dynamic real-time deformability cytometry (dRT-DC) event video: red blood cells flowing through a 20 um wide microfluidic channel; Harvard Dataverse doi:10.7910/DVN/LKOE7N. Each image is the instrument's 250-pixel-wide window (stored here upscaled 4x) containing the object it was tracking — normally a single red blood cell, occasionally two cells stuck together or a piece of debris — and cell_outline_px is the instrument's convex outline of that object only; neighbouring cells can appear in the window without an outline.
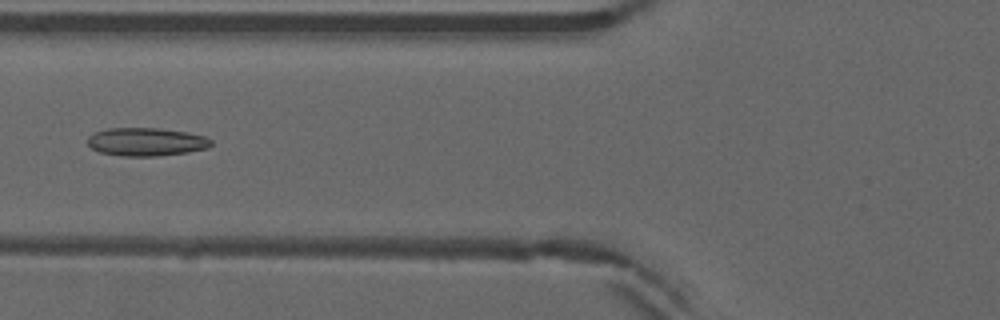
{"species": "common noctule bat (a hibernating species)", "species_latin": "Nyctalus noctula", "temperature_condition": "warm", "stored_images_in_passage": 42, "camera_frame_rate_fps": 3000, "um_per_image_px": 0.085, "animal": {"sex": "male", "forearm_length_mm": 52.5}, "frame": {"image": 1, "passage_image": 11, "time_ms": 3.333, "image_size_px": [1000, 320], "cell_outline_px": [[212, 144], [208, 148], [188, 152], [160, 156], [120, 156], [100, 152], [92, 148], [88, 144], [88, 136], [96, 132], [108, 128], [160, 128], [188, 132], [204, 136], [212, 140]], "centroid_in_image_um": [12.45, 12.06], "position_along_channel_um": 113.3, "area_um2": 20.4}}
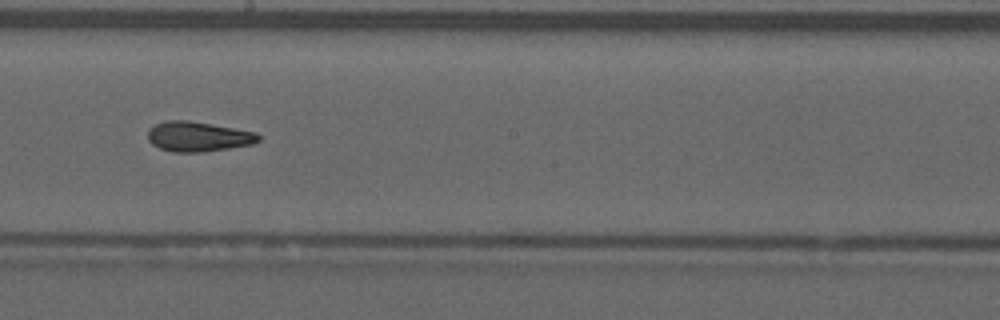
{"frame": {"image": 2, "passage_image": 20, "time_ms": 6.333, "image_size_px": [1000, 320], "cell_outline_px": [[260, 140], [252, 144], [228, 148], [200, 152], [172, 152], [160, 148], [152, 144], [148, 140], [148, 128], [156, 124], [168, 120], [188, 120], [212, 124], [256, 132], [260, 136]], "centroid_in_image_um": [16.82, 11.6], "position_along_channel_um": 231.4, "area_um2": 19.25}}
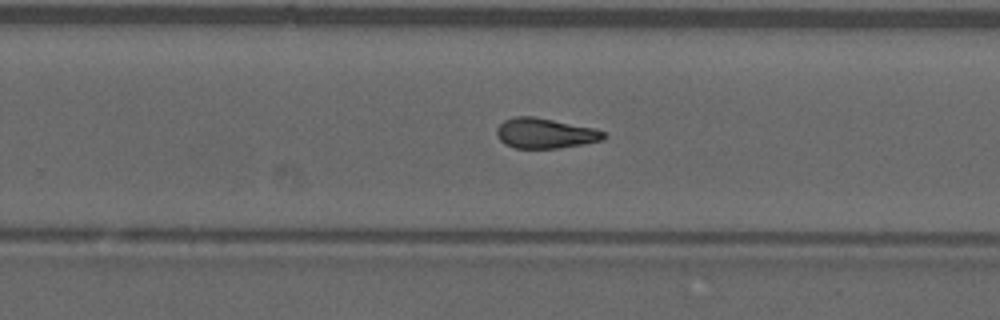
{"frame": {"image": 3, "passage_image": 24, "time_ms": 7.667, "image_size_px": [1000, 320], "cell_outline_px": [[608, 136], [604, 140], [584, 144], [560, 148], [516, 148], [504, 144], [500, 140], [496, 132], [496, 128], [504, 120], [516, 116], [532, 116], [596, 128], [604, 132]], "centroid_in_image_um": [46.36, 11.33], "position_along_channel_um": 283.4, "area_um2": 18.96}, "authors_computed_cell_mechanics": {"area_um2": 19.0451, "velocity_mm_per_s": 3.9325, "shape_relaxation_time_tau1_ms": null, "shape_relaxation_time_tau2_ms": 3.9648, "deformation_change_tau1": null, "deformation_change_tau2": 0.1185}}